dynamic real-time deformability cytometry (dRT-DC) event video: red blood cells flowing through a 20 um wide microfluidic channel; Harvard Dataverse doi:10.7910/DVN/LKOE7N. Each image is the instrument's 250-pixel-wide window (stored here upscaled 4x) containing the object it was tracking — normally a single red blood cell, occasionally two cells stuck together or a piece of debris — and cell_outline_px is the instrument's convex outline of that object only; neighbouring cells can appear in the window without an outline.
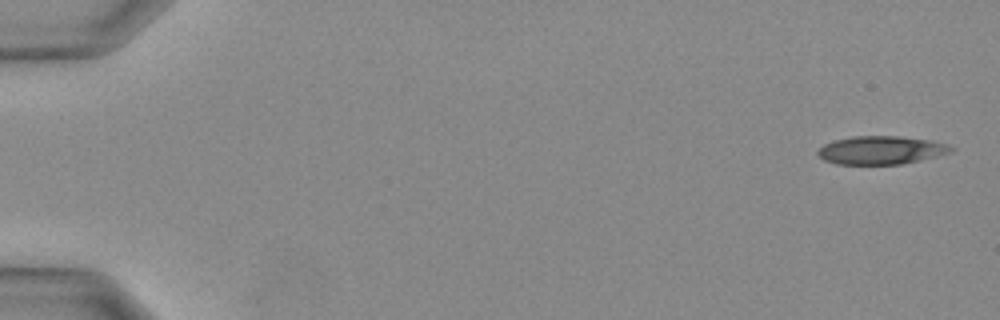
{"species": "Egyptian fruit bat (a non-hibernating species)", "species_latin": "Rousettus aegyptiacus", "temperature_condition": "warm", "stored_images_in_passage": 34, "camera_frame_rate_fps": 3000, "um_per_image_px": 0.085, "animal": {"sex": "female"}, "frame": {"image": 1, "passage_image": 1, "time_ms": 0.0, "image_size_px": [1000, 320], "cell_outline_px": [[956, 148], [952, 152], [904, 164], [836, 164], [824, 160], [816, 152], [824, 144], [832, 140], [852, 136], [900, 136], [928, 140], [944, 144]], "centroid_in_image_um": [74.86, 12.76], "position_along_channel_um": 10.1, "area_um2": 21.91}}
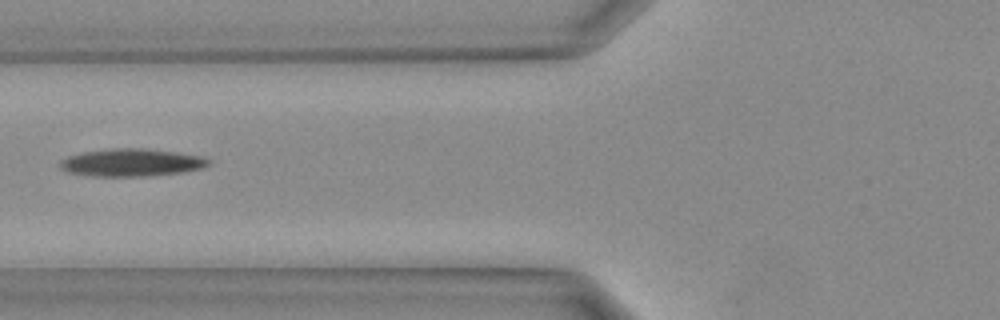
{"frame": {"image": 2, "passage_image": 14, "time_ms": 4.333, "image_size_px": [1000, 320], "cell_outline_px": [[212, 160], [208, 164], [200, 168], [184, 172], [144, 176], [88, 176], [68, 172], [60, 168], [60, 160], [68, 156], [84, 152], [116, 148], [148, 148], [176, 152], [200, 156]], "centroid_in_image_um": [11.16, 13.81], "position_along_channel_um": 114.6, "area_um2": 23.81}}
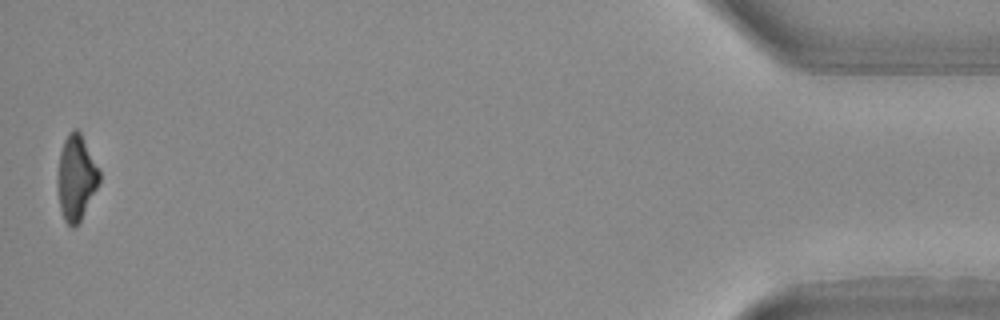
{"frame": {"image": 3, "passage_image": 34, "time_ms": 11.0, "image_size_px": [1000, 320], "cell_outline_px": [[100, 180], [76, 228], [72, 228], [64, 220], [60, 208], [56, 184], [56, 180], [60, 152], [64, 140], [68, 132], [76, 128], [80, 132], [100, 168]], "centroid_in_image_um": [6.46, 15.09], "position_along_channel_um": 428.7, "area_um2": 20.87}}